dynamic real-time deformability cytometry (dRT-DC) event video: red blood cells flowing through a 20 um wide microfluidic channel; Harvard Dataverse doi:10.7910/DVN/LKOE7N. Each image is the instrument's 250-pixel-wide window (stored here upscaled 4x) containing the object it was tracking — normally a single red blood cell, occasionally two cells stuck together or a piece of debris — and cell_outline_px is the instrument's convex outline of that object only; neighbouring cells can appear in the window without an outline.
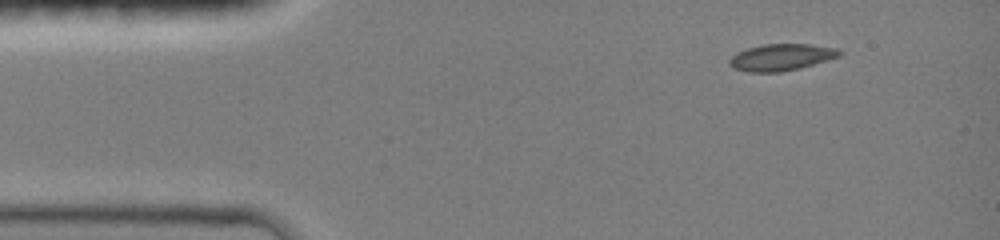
{"species": "common noctule bat (a hibernating species)", "species_latin": "Nyctalus noctula", "temperature_condition": "room temperature", "stored_images_in_passage": 43, "camera_frame_rate_fps": 3000, "um_per_image_px": 0.085, "animal": {"sex": "female", "body_mass_g": 19.0, "forearm_length_mm": 51.5}, "frame": {"image": 1, "passage_image": 1, "time_ms": 0.0, "image_size_px": [1000, 240], "cell_outline_px": [[844, 52], [840, 56], [800, 68], [780, 72], [748, 72], [736, 68], [728, 64], [728, 60], [732, 56], [748, 48], [764, 44], [808, 44], [836, 48]], "centroid_in_image_um": [66.43, 4.87], "position_along_channel_um": 18.6, "area_um2": 16.94}}
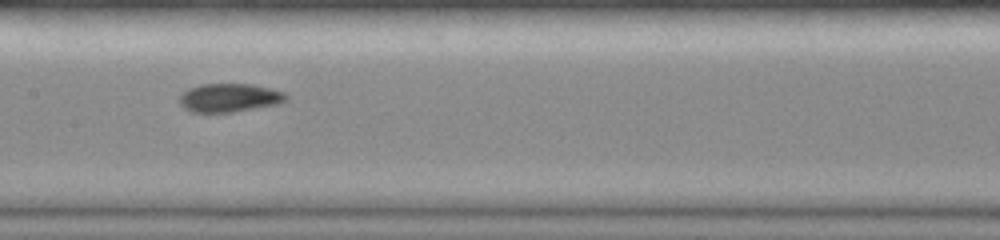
{"frame": {"image": 2, "passage_image": 19, "time_ms": 6.0, "image_size_px": [1000, 240], "cell_outline_px": [[288, 100], [276, 104], [232, 112], [192, 112], [184, 108], [180, 104], [180, 96], [188, 88], [200, 84], [252, 84], [284, 92], [288, 96]], "centroid_in_image_um": [19.49, 8.3], "position_along_channel_um": 187.9, "area_um2": 17.57}}
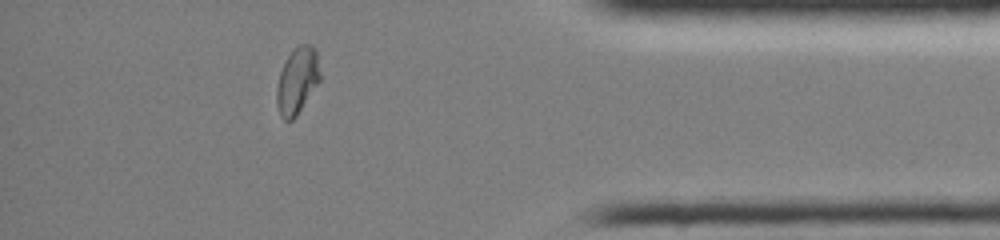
{"frame": {"image": 3, "passage_image": 37, "time_ms": 12.0, "image_size_px": [1000, 240], "cell_outline_px": [[320, 80], [296, 116], [292, 120], [284, 120], [280, 116], [276, 104], [276, 88], [280, 72], [288, 56], [300, 44], [312, 44], [316, 48], [320, 72]], "centroid_in_image_um": [25.26, 6.86], "position_along_channel_um": 409.9, "area_um2": 16.7}, "authors_computed_cell_mechanics": {"area_um2": 16.9354, "velocity_mm_per_s": 4.0512, "shape_relaxation_time_tau1_ms": null, "shape_relaxation_time_tau2_ms": 2.0993, "deformation_change_tau1": null, "deformation_change_tau2": 0.0517}}